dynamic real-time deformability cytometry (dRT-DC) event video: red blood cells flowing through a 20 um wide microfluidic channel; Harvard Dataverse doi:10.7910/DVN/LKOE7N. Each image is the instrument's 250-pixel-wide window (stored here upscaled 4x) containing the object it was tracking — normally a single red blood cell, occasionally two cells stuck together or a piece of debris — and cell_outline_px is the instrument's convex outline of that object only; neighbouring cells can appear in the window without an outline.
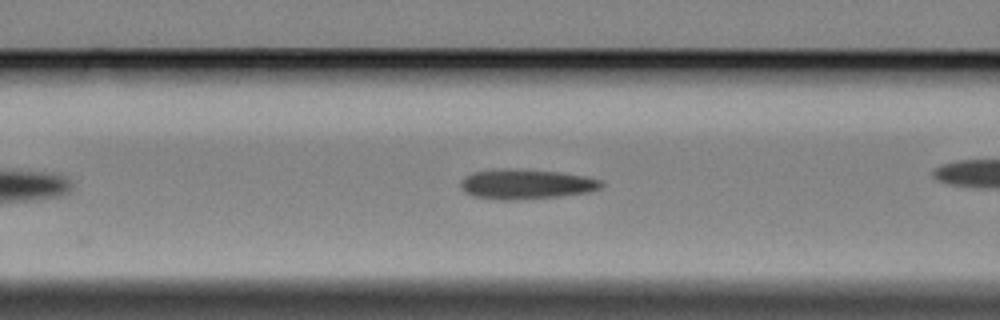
{"species": "Egyptian fruit bat (a non-hibernating species)", "species_latin": "Rousettus aegyptiacus", "temperature_condition": "cold", "stored_images_in_passage": 13, "camera_frame_rate_fps": 3000, "um_per_image_px": 0.085, "animal": {"sex": "female"}, "frame": {"image": 1, "passage_image": 8, "time_ms": 2.333, "image_size_px": [1000, 320], "cell_outline_px": [[604, 184], [600, 188], [588, 192], [560, 196], [516, 200], [500, 200], [472, 196], [464, 192], [460, 188], [460, 180], [464, 176], [476, 172], [504, 168], [560, 172], [588, 176], [600, 180]], "centroid_in_image_um": [44.7, 15.66], "position_along_channel_um": 121.9, "area_um2": 24.62}}
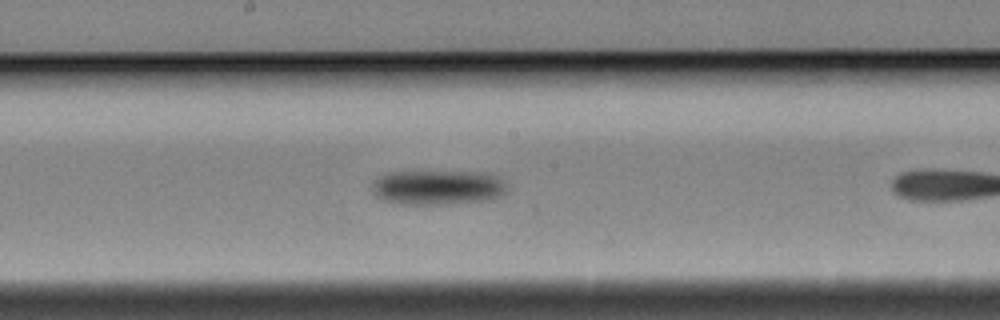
{"frame": {"image": 2, "passage_image": 12, "time_ms": 3.667, "image_size_px": [1000, 320], "cell_outline_px": [[504, 192], [500, 196], [488, 200], [440, 204], [404, 204], [380, 200], [372, 192], [372, 184], [380, 176], [392, 172], [488, 172], [504, 180]], "centroid_in_image_um": [37.18, 15.93], "position_along_channel_um": 211.0, "area_um2": 27.11}}